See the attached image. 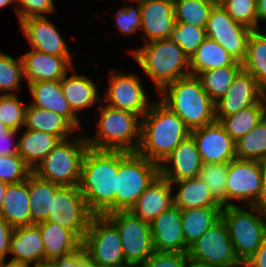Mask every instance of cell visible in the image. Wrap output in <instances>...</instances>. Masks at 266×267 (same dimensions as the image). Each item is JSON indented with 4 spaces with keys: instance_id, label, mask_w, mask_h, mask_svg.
I'll return each mask as SVG.
<instances>
[{
    "instance_id": "6da1fadb",
    "label": "cell",
    "mask_w": 266,
    "mask_h": 267,
    "mask_svg": "<svg viewBox=\"0 0 266 267\" xmlns=\"http://www.w3.org/2000/svg\"><path fill=\"white\" fill-rule=\"evenodd\" d=\"M119 151L88 147L81 165L79 188L93 215L115 212Z\"/></svg>"
},
{
    "instance_id": "7a4b0ae2",
    "label": "cell",
    "mask_w": 266,
    "mask_h": 267,
    "mask_svg": "<svg viewBox=\"0 0 266 267\" xmlns=\"http://www.w3.org/2000/svg\"><path fill=\"white\" fill-rule=\"evenodd\" d=\"M190 132L184 121L160 100L152 102L141 119L137 152L160 165Z\"/></svg>"
},
{
    "instance_id": "3957f363",
    "label": "cell",
    "mask_w": 266,
    "mask_h": 267,
    "mask_svg": "<svg viewBox=\"0 0 266 267\" xmlns=\"http://www.w3.org/2000/svg\"><path fill=\"white\" fill-rule=\"evenodd\" d=\"M159 93L163 95L160 101L177 114L190 131L216 121L215 102L196 76L177 79Z\"/></svg>"
},
{
    "instance_id": "277c9868",
    "label": "cell",
    "mask_w": 266,
    "mask_h": 267,
    "mask_svg": "<svg viewBox=\"0 0 266 267\" xmlns=\"http://www.w3.org/2000/svg\"><path fill=\"white\" fill-rule=\"evenodd\" d=\"M131 54L153 80L158 92L177 79L191 75L190 58L169 38L147 42Z\"/></svg>"
},
{
    "instance_id": "5b68a950",
    "label": "cell",
    "mask_w": 266,
    "mask_h": 267,
    "mask_svg": "<svg viewBox=\"0 0 266 267\" xmlns=\"http://www.w3.org/2000/svg\"><path fill=\"white\" fill-rule=\"evenodd\" d=\"M96 137H86L96 150L137 152L141 140V117L129 111L100 105ZM136 143H135V142Z\"/></svg>"
},
{
    "instance_id": "8992f818",
    "label": "cell",
    "mask_w": 266,
    "mask_h": 267,
    "mask_svg": "<svg viewBox=\"0 0 266 267\" xmlns=\"http://www.w3.org/2000/svg\"><path fill=\"white\" fill-rule=\"evenodd\" d=\"M245 208L232 205L221 211L234 252L242 264L259 249L266 236V209L260 206Z\"/></svg>"
},
{
    "instance_id": "52a82bcc",
    "label": "cell",
    "mask_w": 266,
    "mask_h": 267,
    "mask_svg": "<svg viewBox=\"0 0 266 267\" xmlns=\"http://www.w3.org/2000/svg\"><path fill=\"white\" fill-rule=\"evenodd\" d=\"M158 175V164L138 152L119 151L115 211H130Z\"/></svg>"
},
{
    "instance_id": "ba28073f",
    "label": "cell",
    "mask_w": 266,
    "mask_h": 267,
    "mask_svg": "<svg viewBox=\"0 0 266 267\" xmlns=\"http://www.w3.org/2000/svg\"><path fill=\"white\" fill-rule=\"evenodd\" d=\"M75 138L61 140L32 172L60 186H79L82 160L89 146L85 136Z\"/></svg>"
},
{
    "instance_id": "9c48e42d",
    "label": "cell",
    "mask_w": 266,
    "mask_h": 267,
    "mask_svg": "<svg viewBox=\"0 0 266 267\" xmlns=\"http://www.w3.org/2000/svg\"><path fill=\"white\" fill-rule=\"evenodd\" d=\"M82 249L94 267L128 264L116 226L105 215H93L82 241Z\"/></svg>"
},
{
    "instance_id": "30bf717a",
    "label": "cell",
    "mask_w": 266,
    "mask_h": 267,
    "mask_svg": "<svg viewBox=\"0 0 266 267\" xmlns=\"http://www.w3.org/2000/svg\"><path fill=\"white\" fill-rule=\"evenodd\" d=\"M189 259L209 267H242L229 238L226 224L220 218L189 246Z\"/></svg>"
},
{
    "instance_id": "8fae6325",
    "label": "cell",
    "mask_w": 266,
    "mask_h": 267,
    "mask_svg": "<svg viewBox=\"0 0 266 267\" xmlns=\"http://www.w3.org/2000/svg\"><path fill=\"white\" fill-rule=\"evenodd\" d=\"M105 216L118 229L123 255L128 264L140 265L154 253L149 223L131 211H115Z\"/></svg>"
},
{
    "instance_id": "7c38bea8",
    "label": "cell",
    "mask_w": 266,
    "mask_h": 267,
    "mask_svg": "<svg viewBox=\"0 0 266 267\" xmlns=\"http://www.w3.org/2000/svg\"><path fill=\"white\" fill-rule=\"evenodd\" d=\"M262 185L260 161L233 159L228 163L226 206L236 205L232 203L236 200L244 206L262 208Z\"/></svg>"
},
{
    "instance_id": "4fadbf2b",
    "label": "cell",
    "mask_w": 266,
    "mask_h": 267,
    "mask_svg": "<svg viewBox=\"0 0 266 267\" xmlns=\"http://www.w3.org/2000/svg\"><path fill=\"white\" fill-rule=\"evenodd\" d=\"M92 216L79 186H60L52 198L51 214L46 221L67 228L83 241Z\"/></svg>"
},
{
    "instance_id": "5bb4252c",
    "label": "cell",
    "mask_w": 266,
    "mask_h": 267,
    "mask_svg": "<svg viewBox=\"0 0 266 267\" xmlns=\"http://www.w3.org/2000/svg\"><path fill=\"white\" fill-rule=\"evenodd\" d=\"M207 38L216 41L237 61L243 62L253 30L237 23L221 5H214L205 27Z\"/></svg>"
},
{
    "instance_id": "9a60e30c",
    "label": "cell",
    "mask_w": 266,
    "mask_h": 267,
    "mask_svg": "<svg viewBox=\"0 0 266 267\" xmlns=\"http://www.w3.org/2000/svg\"><path fill=\"white\" fill-rule=\"evenodd\" d=\"M108 79L109 86L103 97V100H107V105L129 111L142 118L152 103L146 95L140 77L129 73H117L112 69Z\"/></svg>"
},
{
    "instance_id": "2e32d148",
    "label": "cell",
    "mask_w": 266,
    "mask_h": 267,
    "mask_svg": "<svg viewBox=\"0 0 266 267\" xmlns=\"http://www.w3.org/2000/svg\"><path fill=\"white\" fill-rule=\"evenodd\" d=\"M264 94L256 79L242 68L233 79L227 93L215 102L216 121L259 103Z\"/></svg>"
},
{
    "instance_id": "e0dca14e",
    "label": "cell",
    "mask_w": 266,
    "mask_h": 267,
    "mask_svg": "<svg viewBox=\"0 0 266 267\" xmlns=\"http://www.w3.org/2000/svg\"><path fill=\"white\" fill-rule=\"evenodd\" d=\"M203 163H229L236 158V143L219 121L190 132Z\"/></svg>"
},
{
    "instance_id": "ac0fdd59",
    "label": "cell",
    "mask_w": 266,
    "mask_h": 267,
    "mask_svg": "<svg viewBox=\"0 0 266 267\" xmlns=\"http://www.w3.org/2000/svg\"><path fill=\"white\" fill-rule=\"evenodd\" d=\"M150 227L154 251L188 253L179 207L172 205L150 223Z\"/></svg>"
},
{
    "instance_id": "d6986e66",
    "label": "cell",
    "mask_w": 266,
    "mask_h": 267,
    "mask_svg": "<svg viewBox=\"0 0 266 267\" xmlns=\"http://www.w3.org/2000/svg\"><path fill=\"white\" fill-rule=\"evenodd\" d=\"M202 164L196 142L189 135L159 165V175L169 182L195 178Z\"/></svg>"
},
{
    "instance_id": "ffe728a7",
    "label": "cell",
    "mask_w": 266,
    "mask_h": 267,
    "mask_svg": "<svg viewBox=\"0 0 266 267\" xmlns=\"http://www.w3.org/2000/svg\"><path fill=\"white\" fill-rule=\"evenodd\" d=\"M24 78L28 84L36 81H59L68 70H74L71 56H55L30 50L21 56Z\"/></svg>"
},
{
    "instance_id": "44dd1931",
    "label": "cell",
    "mask_w": 266,
    "mask_h": 267,
    "mask_svg": "<svg viewBox=\"0 0 266 267\" xmlns=\"http://www.w3.org/2000/svg\"><path fill=\"white\" fill-rule=\"evenodd\" d=\"M19 23L32 49L55 56H71L66 41L46 16L30 17Z\"/></svg>"
},
{
    "instance_id": "7402d4cb",
    "label": "cell",
    "mask_w": 266,
    "mask_h": 267,
    "mask_svg": "<svg viewBox=\"0 0 266 267\" xmlns=\"http://www.w3.org/2000/svg\"><path fill=\"white\" fill-rule=\"evenodd\" d=\"M140 6L145 43L168 39L176 24L173 0H147Z\"/></svg>"
},
{
    "instance_id": "603a6c76",
    "label": "cell",
    "mask_w": 266,
    "mask_h": 267,
    "mask_svg": "<svg viewBox=\"0 0 266 267\" xmlns=\"http://www.w3.org/2000/svg\"><path fill=\"white\" fill-rule=\"evenodd\" d=\"M172 186L167 179L158 175L130 211L141 220L152 223L162 212L174 205Z\"/></svg>"
},
{
    "instance_id": "cb8c5ba5",
    "label": "cell",
    "mask_w": 266,
    "mask_h": 267,
    "mask_svg": "<svg viewBox=\"0 0 266 267\" xmlns=\"http://www.w3.org/2000/svg\"><path fill=\"white\" fill-rule=\"evenodd\" d=\"M28 86L34 99L31 105L54 111L64 116L76 129H79L81 121L65 99L61 87V80L36 81L29 83Z\"/></svg>"
},
{
    "instance_id": "d4e9b609",
    "label": "cell",
    "mask_w": 266,
    "mask_h": 267,
    "mask_svg": "<svg viewBox=\"0 0 266 267\" xmlns=\"http://www.w3.org/2000/svg\"><path fill=\"white\" fill-rule=\"evenodd\" d=\"M36 225L43 240L45 261L65 258L82 249V241L67 228L48 221Z\"/></svg>"
},
{
    "instance_id": "484cf974",
    "label": "cell",
    "mask_w": 266,
    "mask_h": 267,
    "mask_svg": "<svg viewBox=\"0 0 266 267\" xmlns=\"http://www.w3.org/2000/svg\"><path fill=\"white\" fill-rule=\"evenodd\" d=\"M9 254L11 260L36 264L45 262V249L39 227L36 224L15 227L11 236Z\"/></svg>"
},
{
    "instance_id": "4316f807",
    "label": "cell",
    "mask_w": 266,
    "mask_h": 267,
    "mask_svg": "<svg viewBox=\"0 0 266 267\" xmlns=\"http://www.w3.org/2000/svg\"><path fill=\"white\" fill-rule=\"evenodd\" d=\"M28 178L16 184H7L0 217L12 227L32 225Z\"/></svg>"
},
{
    "instance_id": "83f0119b",
    "label": "cell",
    "mask_w": 266,
    "mask_h": 267,
    "mask_svg": "<svg viewBox=\"0 0 266 267\" xmlns=\"http://www.w3.org/2000/svg\"><path fill=\"white\" fill-rule=\"evenodd\" d=\"M24 127L49 133L60 140L70 138L77 130L64 116L31 104L25 110Z\"/></svg>"
},
{
    "instance_id": "f1b7e54d",
    "label": "cell",
    "mask_w": 266,
    "mask_h": 267,
    "mask_svg": "<svg viewBox=\"0 0 266 267\" xmlns=\"http://www.w3.org/2000/svg\"><path fill=\"white\" fill-rule=\"evenodd\" d=\"M60 141L49 133L26 129L17 142L18 155L33 171Z\"/></svg>"
},
{
    "instance_id": "f546056e",
    "label": "cell",
    "mask_w": 266,
    "mask_h": 267,
    "mask_svg": "<svg viewBox=\"0 0 266 267\" xmlns=\"http://www.w3.org/2000/svg\"><path fill=\"white\" fill-rule=\"evenodd\" d=\"M68 73L61 79V87L71 109L77 115L79 111L90 108L100 100L98 89L87 76Z\"/></svg>"
},
{
    "instance_id": "4dcf8cb0",
    "label": "cell",
    "mask_w": 266,
    "mask_h": 267,
    "mask_svg": "<svg viewBox=\"0 0 266 267\" xmlns=\"http://www.w3.org/2000/svg\"><path fill=\"white\" fill-rule=\"evenodd\" d=\"M229 65H242L226 49L214 40L206 39L190 57L191 75Z\"/></svg>"
},
{
    "instance_id": "1f68e13d",
    "label": "cell",
    "mask_w": 266,
    "mask_h": 267,
    "mask_svg": "<svg viewBox=\"0 0 266 267\" xmlns=\"http://www.w3.org/2000/svg\"><path fill=\"white\" fill-rule=\"evenodd\" d=\"M178 192L173 195L174 205L181 210L202 207H222L212 196L208 186L199 177L176 182Z\"/></svg>"
},
{
    "instance_id": "d6a6232c",
    "label": "cell",
    "mask_w": 266,
    "mask_h": 267,
    "mask_svg": "<svg viewBox=\"0 0 266 267\" xmlns=\"http://www.w3.org/2000/svg\"><path fill=\"white\" fill-rule=\"evenodd\" d=\"M60 185L43 180L33 172L28 176L31 221L33 224L44 222L51 214L52 198Z\"/></svg>"
},
{
    "instance_id": "836d02e7",
    "label": "cell",
    "mask_w": 266,
    "mask_h": 267,
    "mask_svg": "<svg viewBox=\"0 0 266 267\" xmlns=\"http://www.w3.org/2000/svg\"><path fill=\"white\" fill-rule=\"evenodd\" d=\"M222 208L202 207L181 210L184 240L188 246L221 218Z\"/></svg>"
},
{
    "instance_id": "e575fe53",
    "label": "cell",
    "mask_w": 266,
    "mask_h": 267,
    "mask_svg": "<svg viewBox=\"0 0 266 267\" xmlns=\"http://www.w3.org/2000/svg\"><path fill=\"white\" fill-rule=\"evenodd\" d=\"M265 116L266 106L263 98L253 106L222 117L219 123L236 143L241 137L248 134Z\"/></svg>"
},
{
    "instance_id": "d590c367",
    "label": "cell",
    "mask_w": 266,
    "mask_h": 267,
    "mask_svg": "<svg viewBox=\"0 0 266 267\" xmlns=\"http://www.w3.org/2000/svg\"><path fill=\"white\" fill-rule=\"evenodd\" d=\"M242 68L251 74L266 92V35L260 29L253 30L249 35Z\"/></svg>"
},
{
    "instance_id": "8d00e7d4",
    "label": "cell",
    "mask_w": 266,
    "mask_h": 267,
    "mask_svg": "<svg viewBox=\"0 0 266 267\" xmlns=\"http://www.w3.org/2000/svg\"><path fill=\"white\" fill-rule=\"evenodd\" d=\"M241 69L242 65H229L201 72L196 77L208 96L216 102L227 93L233 79Z\"/></svg>"
},
{
    "instance_id": "74e56055",
    "label": "cell",
    "mask_w": 266,
    "mask_h": 267,
    "mask_svg": "<svg viewBox=\"0 0 266 267\" xmlns=\"http://www.w3.org/2000/svg\"><path fill=\"white\" fill-rule=\"evenodd\" d=\"M236 158L260 162L266 159V116L236 142Z\"/></svg>"
},
{
    "instance_id": "f35d334b",
    "label": "cell",
    "mask_w": 266,
    "mask_h": 267,
    "mask_svg": "<svg viewBox=\"0 0 266 267\" xmlns=\"http://www.w3.org/2000/svg\"><path fill=\"white\" fill-rule=\"evenodd\" d=\"M176 22H183L199 27H206L212 0H173Z\"/></svg>"
},
{
    "instance_id": "ab89813d",
    "label": "cell",
    "mask_w": 266,
    "mask_h": 267,
    "mask_svg": "<svg viewBox=\"0 0 266 267\" xmlns=\"http://www.w3.org/2000/svg\"><path fill=\"white\" fill-rule=\"evenodd\" d=\"M228 163H203L198 177L210 189L213 198L226 207V179Z\"/></svg>"
},
{
    "instance_id": "60d3db41",
    "label": "cell",
    "mask_w": 266,
    "mask_h": 267,
    "mask_svg": "<svg viewBox=\"0 0 266 267\" xmlns=\"http://www.w3.org/2000/svg\"><path fill=\"white\" fill-rule=\"evenodd\" d=\"M206 37L207 35L204 27L176 22L169 39L177 43L190 58Z\"/></svg>"
},
{
    "instance_id": "b9f144b4",
    "label": "cell",
    "mask_w": 266,
    "mask_h": 267,
    "mask_svg": "<svg viewBox=\"0 0 266 267\" xmlns=\"http://www.w3.org/2000/svg\"><path fill=\"white\" fill-rule=\"evenodd\" d=\"M18 95L13 92L0 95V121L8 128L19 131L24 126L25 110Z\"/></svg>"
},
{
    "instance_id": "7bdbcfd3",
    "label": "cell",
    "mask_w": 266,
    "mask_h": 267,
    "mask_svg": "<svg viewBox=\"0 0 266 267\" xmlns=\"http://www.w3.org/2000/svg\"><path fill=\"white\" fill-rule=\"evenodd\" d=\"M22 78H24L22 58L16 60L0 52V91L19 90Z\"/></svg>"
},
{
    "instance_id": "ee69618b",
    "label": "cell",
    "mask_w": 266,
    "mask_h": 267,
    "mask_svg": "<svg viewBox=\"0 0 266 267\" xmlns=\"http://www.w3.org/2000/svg\"><path fill=\"white\" fill-rule=\"evenodd\" d=\"M221 6L237 23L257 30V0H226Z\"/></svg>"
},
{
    "instance_id": "f6af8a7d",
    "label": "cell",
    "mask_w": 266,
    "mask_h": 267,
    "mask_svg": "<svg viewBox=\"0 0 266 267\" xmlns=\"http://www.w3.org/2000/svg\"><path fill=\"white\" fill-rule=\"evenodd\" d=\"M32 173L19 155L0 156V182L16 184L25 181Z\"/></svg>"
},
{
    "instance_id": "bcb514c9",
    "label": "cell",
    "mask_w": 266,
    "mask_h": 267,
    "mask_svg": "<svg viewBox=\"0 0 266 267\" xmlns=\"http://www.w3.org/2000/svg\"><path fill=\"white\" fill-rule=\"evenodd\" d=\"M116 23L119 30L130 37L139 29H142L141 6H124L116 12Z\"/></svg>"
},
{
    "instance_id": "7dc6e473",
    "label": "cell",
    "mask_w": 266,
    "mask_h": 267,
    "mask_svg": "<svg viewBox=\"0 0 266 267\" xmlns=\"http://www.w3.org/2000/svg\"><path fill=\"white\" fill-rule=\"evenodd\" d=\"M189 261L187 253L157 252L154 253L140 267H186Z\"/></svg>"
},
{
    "instance_id": "c3c4849f",
    "label": "cell",
    "mask_w": 266,
    "mask_h": 267,
    "mask_svg": "<svg viewBox=\"0 0 266 267\" xmlns=\"http://www.w3.org/2000/svg\"><path fill=\"white\" fill-rule=\"evenodd\" d=\"M20 7H16L19 22L30 17L44 16L42 13L55 11L53 0H17Z\"/></svg>"
},
{
    "instance_id": "681fc988",
    "label": "cell",
    "mask_w": 266,
    "mask_h": 267,
    "mask_svg": "<svg viewBox=\"0 0 266 267\" xmlns=\"http://www.w3.org/2000/svg\"><path fill=\"white\" fill-rule=\"evenodd\" d=\"M56 267H94L88 257L85 255L83 249L75 254L52 261Z\"/></svg>"
},
{
    "instance_id": "f907efd6",
    "label": "cell",
    "mask_w": 266,
    "mask_h": 267,
    "mask_svg": "<svg viewBox=\"0 0 266 267\" xmlns=\"http://www.w3.org/2000/svg\"><path fill=\"white\" fill-rule=\"evenodd\" d=\"M14 227L0 217V261H4L9 254V246Z\"/></svg>"
},
{
    "instance_id": "816d5d0a",
    "label": "cell",
    "mask_w": 266,
    "mask_h": 267,
    "mask_svg": "<svg viewBox=\"0 0 266 267\" xmlns=\"http://www.w3.org/2000/svg\"><path fill=\"white\" fill-rule=\"evenodd\" d=\"M16 133H18L17 130L9 128L4 134L0 135V156L8 157L18 155V143L11 146L13 145L12 139L16 136Z\"/></svg>"
},
{
    "instance_id": "f5cc1de1",
    "label": "cell",
    "mask_w": 266,
    "mask_h": 267,
    "mask_svg": "<svg viewBox=\"0 0 266 267\" xmlns=\"http://www.w3.org/2000/svg\"><path fill=\"white\" fill-rule=\"evenodd\" d=\"M244 267H266V236L259 249L243 263Z\"/></svg>"
},
{
    "instance_id": "db71d44e",
    "label": "cell",
    "mask_w": 266,
    "mask_h": 267,
    "mask_svg": "<svg viewBox=\"0 0 266 267\" xmlns=\"http://www.w3.org/2000/svg\"><path fill=\"white\" fill-rule=\"evenodd\" d=\"M261 20L266 22V0H257V30Z\"/></svg>"
},
{
    "instance_id": "11a10c76",
    "label": "cell",
    "mask_w": 266,
    "mask_h": 267,
    "mask_svg": "<svg viewBox=\"0 0 266 267\" xmlns=\"http://www.w3.org/2000/svg\"><path fill=\"white\" fill-rule=\"evenodd\" d=\"M261 173H262V208L266 209V159L261 161Z\"/></svg>"
},
{
    "instance_id": "9f6ffc18",
    "label": "cell",
    "mask_w": 266,
    "mask_h": 267,
    "mask_svg": "<svg viewBox=\"0 0 266 267\" xmlns=\"http://www.w3.org/2000/svg\"><path fill=\"white\" fill-rule=\"evenodd\" d=\"M0 267H29L27 264L20 263L17 261L10 260L6 263V261H0Z\"/></svg>"
},
{
    "instance_id": "6f0895ef",
    "label": "cell",
    "mask_w": 266,
    "mask_h": 267,
    "mask_svg": "<svg viewBox=\"0 0 266 267\" xmlns=\"http://www.w3.org/2000/svg\"><path fill=\"white\" fill-rule=\"evenodd\" d=\"M6 188H7V184L3 183V182H0V209H1V206H2V203H3V199H4V194H5Z\"/></svg>"
},
{
    "instance_id": "680465c9",
    "label": "cell",
    "mask_w": 266,
    "mask_h": 267,
    "mask_svg": "<svg viewBox=\"0 0 266 267\" xmlns=\"http://www.w3.org/2000/svg\"><path fill=\"white\" fill-rule=\"evenodd\" d=\"M29 267H56V266L52 261H45V262L36 263L32 266L30 265Z\"/></svg>"
},
{
    "instance_id": "91938a15",
    "label": "cell",
    "mask_w": 266,
    "mask_h": 267,
    "mask_svg": "<svg viewBox=\"0 0 266 267\" xmlns=\"http://www.w3.org/2000/svg\"><path fill=\"white\" fill-rule=\"evenodd\" d=\"M186 267H209V266L194 262L189 259L188 263L186 264Z\"/></svg>"
},
{
    "instance_id": "94428289",
    "label": "cell",
    "mask_w": 266,
    "mask_h": 267,
    "mask_svg": "<svg viewBox=\"0 0 266 267\" xmlns=\"http://www.w3.org/2000/svg\"><path fill=\"white\" fill-rule=\"evenodd\" d=\"M18 3L17 0H0V8L5 7L9 4Z\"/></svg>"
},
{
    "instance_id": "6125c7cd",
    "label": "cell",
    "mask_w": 266,
    "mask_h": 267,
    "mask_svg": "<svg viewBox=\"0 0 266 267\" xmlns=\"http://www.w3.org/2000/svg\"><path fill=\"white\" fill-rule=\"evenodd\" d=\"M9 128L0 121V135L4 134V132H6Z\"/></svg>"
},
{
    "instance_id": "be15d7a7",
    "label": "cell",
    "mask_w": 266,
    "mask_h": 267,
    "mask_svg": "<svg viewBox=\"0 0 266 267\" xmlns=\"http://www.w3.org/2000/svg\"><path fill=\"white\" fill-rule=\"evenodd\" d=\"M213 1V3L215 4V5H221L222 3H224L226 0H212Z\"/></svg>"
},
{
    "instance_id": "e7e4bbea",
    "label": "cell",
    "mask_w": 266,
    "mask_h": 267,
    "mask_svg": "<svg viewBox=\"0 0 266 267\" xmlns=\"http://www.w3.org/2000/svg\"><path fill=\"white\" fill-rule=\"evenodd\" d=\"M120 267H140V266L137 264H126V265L120 266Z\"/></svg>"
},
{
    "instance_id": "03108f58",
    "label": "cell",
    "mask_w": 266,
    "mask_h": 267,
    "mask_svg": "<svg viewBox=\"0 0 266 267\" xmlns=\"http://www.w3.org/2000/svg\"><path fill=\"white\" fill-rule=\"evenodd\" d=\"M126 2H134V3H141V2H144V1H147V0H125Z\"/></svg>"
},
{
    "instance_id": "003e7915",
    "label": "cell",
    "mask_w": 266,
    "mask_h": 267,
    "mask_svg": "<svg viewBox=\"0 0 266 267\" xmlns=\"http://www.w3.org/2000/svg\"><path fill=\"white\" fill-rule=\"evenodd\" d=\"M264 102H265V106H266V92L264 94Z\"/></svg>"
}]
</instances>
